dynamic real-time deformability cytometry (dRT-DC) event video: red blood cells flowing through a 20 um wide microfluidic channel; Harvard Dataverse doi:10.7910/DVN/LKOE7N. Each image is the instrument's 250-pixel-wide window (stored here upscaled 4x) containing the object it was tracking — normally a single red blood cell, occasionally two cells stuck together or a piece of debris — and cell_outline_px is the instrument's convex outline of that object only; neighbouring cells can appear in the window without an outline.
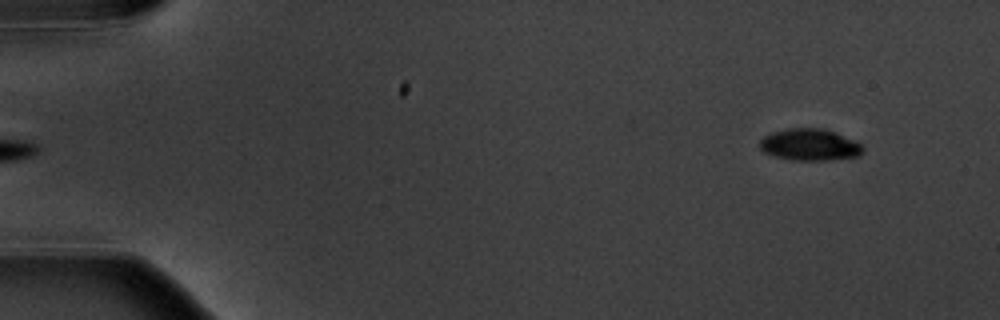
{"species": "common noctule bat (a hibernating species)", "species_latin": "Nyctalus noctula", "temperature_condition": "warm", "stored_images_in_passage": 6, "segment_of_instrument_passage": [2, 2], "camera_frame_rate_fps": 3000, "um_per_image_px": 0.085, "animal": {"sex": "male", "body_mass_g": 20.1, "forearm_length_mm": 53.5}, "frame": {"image": 1, "passage_image": 6, "time_ms": 6.667, "image_size_px": [1000, 320], "cell_outline_px": [[864, 152], [860, 156], [832, 160], [788, 160], [772, 156], [764, 152], [760, 148], [760, 140], [764, 136], [772, 132], [788, 128], [824, 128], [836, 132], [860, 144], [864, 148]], "centroid_in_image_um": [68.82, 12.31], "position_along_channel_um": 16.2, "area_um2": 19.31}}